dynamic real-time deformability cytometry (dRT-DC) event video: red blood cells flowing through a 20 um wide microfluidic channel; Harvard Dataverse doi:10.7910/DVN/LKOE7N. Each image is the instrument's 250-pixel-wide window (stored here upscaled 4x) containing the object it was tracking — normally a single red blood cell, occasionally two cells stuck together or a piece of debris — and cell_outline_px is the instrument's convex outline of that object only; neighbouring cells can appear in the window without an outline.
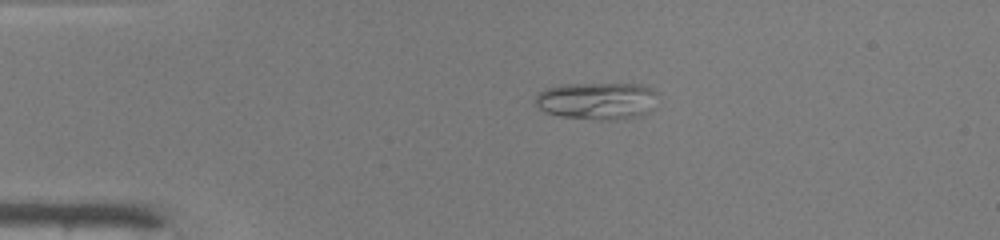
{"species": "common noctule bat (a hibernating species)", "species_latin": "Nyctalus noctula", "temperature_condition": "warm", "stored_images_in_passage": 39, "camera_frame_rate_fps": 3000, "um_per_image_px": 0.085, "animal": {"sex": "male", "body_mass_g": 19.0, "forearm_length_mm": 50.8}, "frame": {"image": 1, "passage_image": 1, "time_ms": 0.0, "image_size_px": [1000, 240], "cell_outline_px": [[656, 92], [652, 108], [648, 112], [640, 116], [616, 120], [600, 120], [560, 116], [544, 112], [536, 104], [536, 96], [540, 92], [548, 88], [564, 84], [640, 84], [652, 88]], "centroid_in_image_um": [50.76, 8.58], "position_along_channel_um": 34.2, "area_um2": 26.47}}
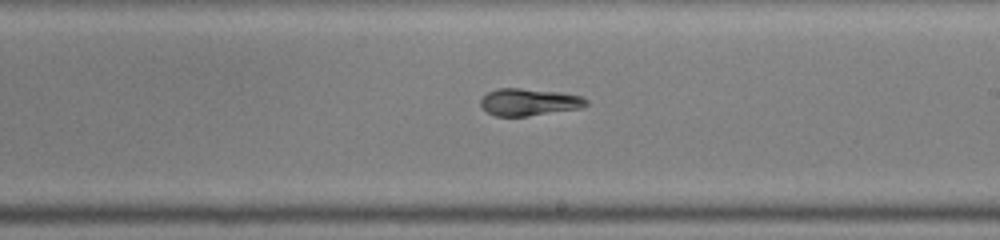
{"frame": {"image": 2, "passage_image": 19, "time_ms": 6.0, "image_size_px": [1000, 240], "cell_outline_px": [[588, 104], [580, 108], [528, 116], [496, 116], [488, 112], [480, 104], [480, 100], [488, 92], [496, 88], [520, 88], [560, 92], [580, 96], [588, 100]], "centroid_in_image_um": [44.96, 8.67], "position_along_channel_um": 244.0, "area_um2": 16.59}}
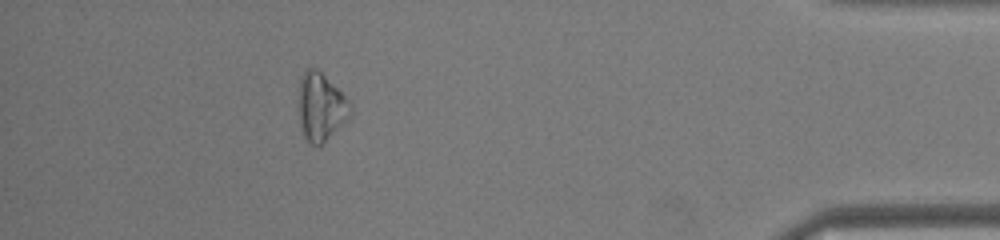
{"frame": {"image": 3, "passage_image": 34, "time_ms": 11.0, "image_size_px": [1000, 240], "cell_outline_px": [[352, 112], [348, 120], [320, 144], [312, 144], [304, 136], [300, 128], [296, 104], [300, 76], [308, 68], [316, 68], [352, 104]], "centroid_in_image_um": [27.22, 9.08], "position_along_channel_um": 408.0, "area_um2": 20.58}, "authors_computed_cell_mechanics": {"area_um2": 17.7446, "velocity_mm_per_s": 4.2264, "shape_relaxation_time_tau1_ms": 8.8861, "shape_relaxation_time_tau2_ms": null, "deformation_change_tau1": 0.2444, "deformation_change_tau2": null}}